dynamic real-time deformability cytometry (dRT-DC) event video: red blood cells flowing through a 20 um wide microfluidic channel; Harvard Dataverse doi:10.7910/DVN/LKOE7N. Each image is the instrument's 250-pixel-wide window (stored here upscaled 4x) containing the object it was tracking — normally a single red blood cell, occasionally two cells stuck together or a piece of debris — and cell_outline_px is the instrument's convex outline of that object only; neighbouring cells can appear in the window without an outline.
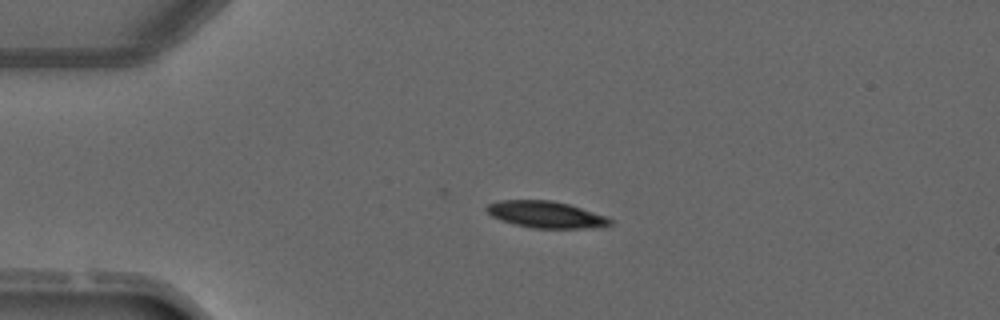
{"species": "common noctule bat (a hibernating species)", "species_latin": "Nyctalus noctula", "temperature_condition": "warm", "stored_images_in_passage": 6, "camera_frame_rate_fps": 3000, "um_per_image_px": 0.085, "animal": {"sex": "male", "forearm_length_mm": 52.5}, "frame": {"image": 1, "passage_image": 4, "time_ms": 3.667, "image_size_px": [1000, 320], "cell_outline_px": [[612, 224], [604, 228], [532, 228], [512, 224], [500, 220], [492, 216], [484, 208], [488, 204], [500, 200], [552, 200], [568, 204], [608, 216], [612, 220]], "centroid_in_image_um": [46.44, 18.24], "position_along_channel_um": 38.6, "area_um2": 19.48}}
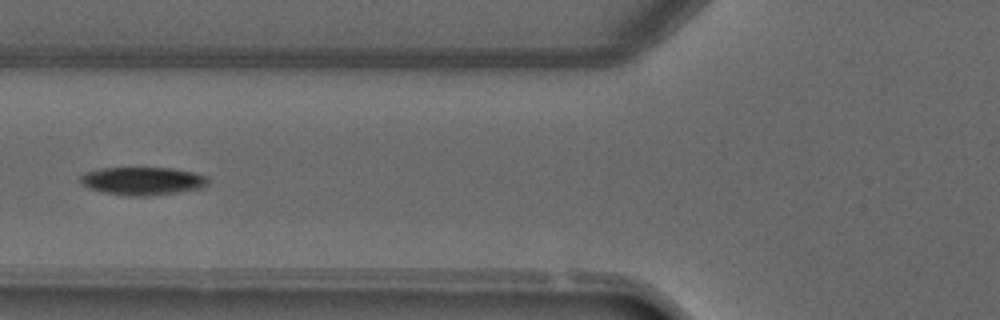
{"frame": {"image": 2, "passage_image": 6, "time_ms": 6.0, "image_size_px": [1000, 320], "cell_outline_px": [[208, 184], [204, 188], [148, 196], [128, 196], [104, 192], [88, 188], [80, 180], [80, 176], [84, 172], [100, 168], [172, 168], [192, 172], [208, 176]], "centroid_in_image_um": [12.13, 15.38], "position_along_channel_um": 113.7, "area_um2": 20.87}}